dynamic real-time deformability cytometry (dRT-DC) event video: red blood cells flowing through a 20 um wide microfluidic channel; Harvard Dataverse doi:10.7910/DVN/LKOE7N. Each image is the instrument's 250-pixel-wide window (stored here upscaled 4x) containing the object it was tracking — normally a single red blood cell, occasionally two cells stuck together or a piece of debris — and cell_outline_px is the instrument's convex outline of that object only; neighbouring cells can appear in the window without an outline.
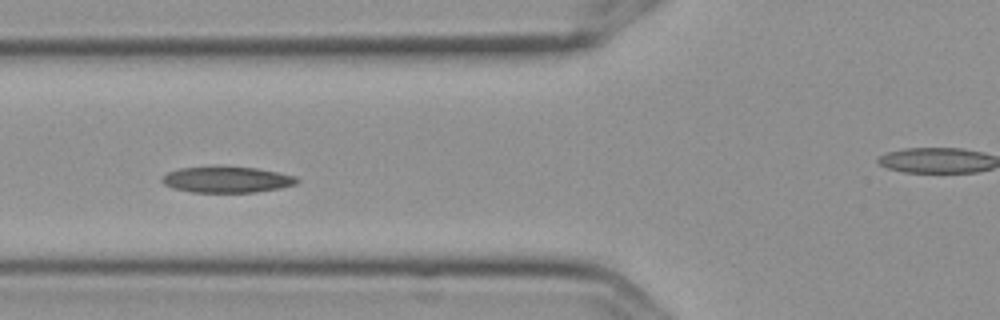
{"species": "Egyptian fruit bat (a non-hibernating species)", "species_latin": "Rousettus aegyptiacus", "temperature_condition": "cold", "stored_images_in_passage": 8, "segment_of_instrument_passage": [1, 2], "camera_frame_rate_fps": 3000, "um_per_image_px": 0.085, "frame": {"image": 1, "passage_image": 5, "time_ms": 1.333, "image_size_px": [1000, 320], "cell_outline_px": [[300, 180], [296, 184], [280, 188], [256, 192], [192, 192], [172, 188], [164, 184], [160, 180], [160, 176], [168, 172], [180, 168], [256, 168], [296, 176]], "centroid_in_image_um": [19.27, 15.29], "position_along_channel_um": 106.5, "area_um2": 20.06}}
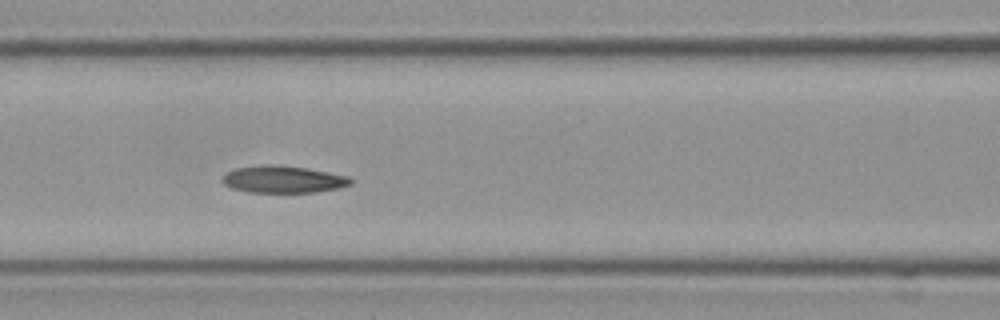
{"frame": {"image": 2, "passage_image": 6, "time_ms": 1.667, "image_size_px": [1000, 320], "cell_outline_px": [[352, 184], [340, 188], [316, 192], [248, 192], [232, 188], [224, 184], [220, 180], [228, 172], [236, 168], [264, 164], [272, 164], [308, 168], [348, 176], [352, 180]], "centroid_in_image_um": [24.08, 15.24], "position_along_channel_um": 142.5, "area_um2": 20.29}}
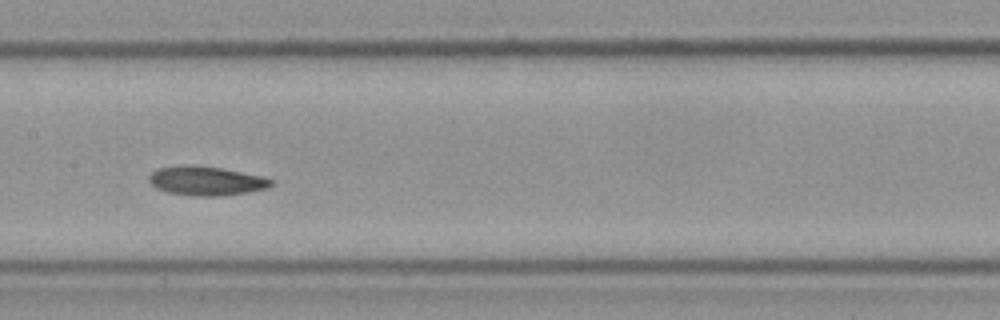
{"frame": {"image": 3, "passage_image": 7, "time_ms": 2.0, "image_size_px": [1000, 320], "cell_outline_px": [[272, 184], [268, 188], [244, 192], [216, 196], [200, 196], [168, 192], [156, 188], [148, 180], [148, 176], [152, 172], [160, 168], [184, 164], [192, 164], [220, 168], [260, 176], [272, 180]], "centroid_in_image_um": [17.47, 15.36], "position_along_channel_um": 189.9, "area_um2": 20.35}}